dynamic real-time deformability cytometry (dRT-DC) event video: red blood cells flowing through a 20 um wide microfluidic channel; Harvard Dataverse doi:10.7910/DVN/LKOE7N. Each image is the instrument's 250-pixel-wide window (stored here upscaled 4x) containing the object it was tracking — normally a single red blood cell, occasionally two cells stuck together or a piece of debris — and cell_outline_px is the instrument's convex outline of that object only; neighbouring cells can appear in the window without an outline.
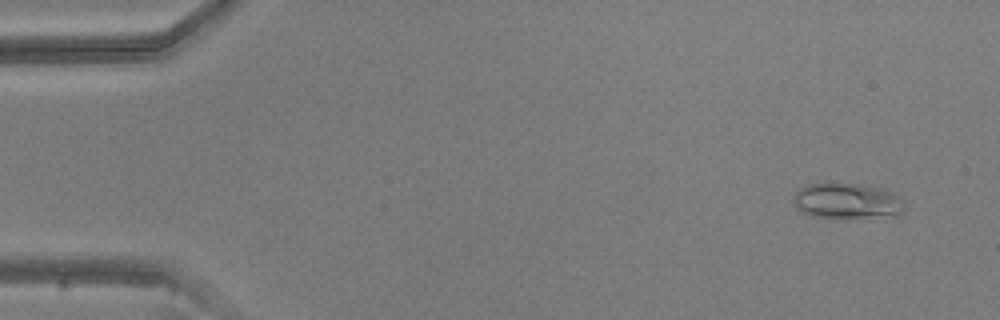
{"species": "common noctule bat (a hibernating species)", "species_latin": "Nyctalus noctula", "temperature_condition": "warm", "stored_images_in_passage": 40, "camera_frame_rate_fps": 3000, "um_per_image_px": 0.085, "animal": {"sex": "male", "body_mass_g": 20.5, "forearm_length_mm": 52.5}, "frame": {"image": 1, "passage_image": 4, "time_ms": 1.0, "image_size_px": [1000, 320], "cell_outline_px": [[904, 212], [900, 216], [808, 216], [800, 212], [792, 200], [796, 192], [800, 188], [808, 184], [824, 180], [828, 180], [860, 184], [880, 188], [892, 192], [904, 204]], "centroid_in_image_um": [71.94, 17.02], "position_along_channel_um": 13.1, "area_um2": 23.29}}
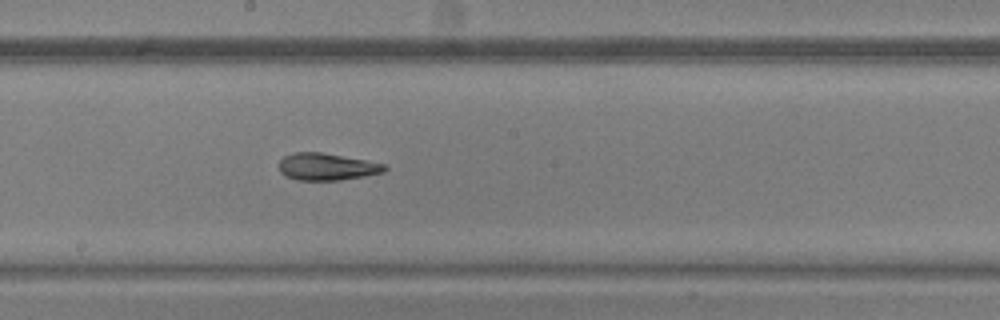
{"frame": {"image": 2, "passage_image": 28, "time_ms": 9.0, "image_size_px": [1000, 320], "cell_outline_px": [[388, 168], [384, 172], [364, 176], [340, 180], [296, 180], [284, 176], [280, 172], [280, 160], [284, 156], [292, 152], [320, 152], [364, 160], [384, 164]], "centroid_in_image_um": [27.74, 14.18], "position_along_channel_um": 220.5, "area_um2": 16.59}}
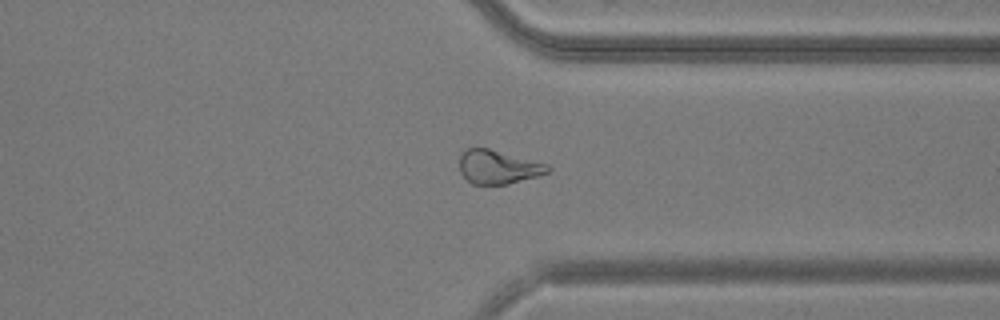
{"frame": {"image": 3, "passage_image": 39, "time_ms": 12.667, "image_size_px": [1000, 320], "cell_outline_px": [[552, 168], [548, 172], [536, 176], [508, 184], [472, 184], [460, 172], [460, 156], [464, 148], [488, 148], [548, 164]], "centroid_in_image_um": [42.33, 14.18], "position_along_channel_um": 369.1, "area_um2": 17.22}}